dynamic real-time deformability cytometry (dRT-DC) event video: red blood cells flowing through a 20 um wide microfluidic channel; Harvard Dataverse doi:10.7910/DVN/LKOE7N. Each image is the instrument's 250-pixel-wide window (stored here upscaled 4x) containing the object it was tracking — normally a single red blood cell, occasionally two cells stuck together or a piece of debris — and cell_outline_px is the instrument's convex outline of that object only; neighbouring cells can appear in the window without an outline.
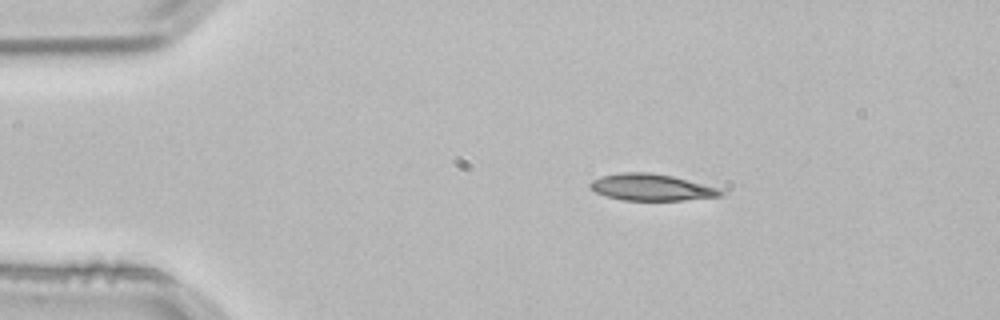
{"species": "common noctule bat (a hibernating species)", "species_latin": "Nyctalus noctula", "temperature_condition": "room temperature", "stored_images_in_passage": 2, "camera_frame_rate_fps": 3000, "um_per_image_px": 0.085, "animal": {"sex": "male", "body_mass_g": 21.5, "forearm_length_mm": 52.0}, "frame": {"image": 1, "passage_image": 1, "time_ms": 0.0, "image_size_px": [1000, 320], "cell_outline_px": [[724, 196], [684, 200], [620, 200], [596, 192], [588, 188], [588, 184], [592, 180], [600, 176], [620, 172], [648, 172], [672, 176], [720, 188], [724, 192]], "centroid_in_image_um": [55.36, 15.92], "position_along_channel_um": 29.6, "area_um2": 20.4}}